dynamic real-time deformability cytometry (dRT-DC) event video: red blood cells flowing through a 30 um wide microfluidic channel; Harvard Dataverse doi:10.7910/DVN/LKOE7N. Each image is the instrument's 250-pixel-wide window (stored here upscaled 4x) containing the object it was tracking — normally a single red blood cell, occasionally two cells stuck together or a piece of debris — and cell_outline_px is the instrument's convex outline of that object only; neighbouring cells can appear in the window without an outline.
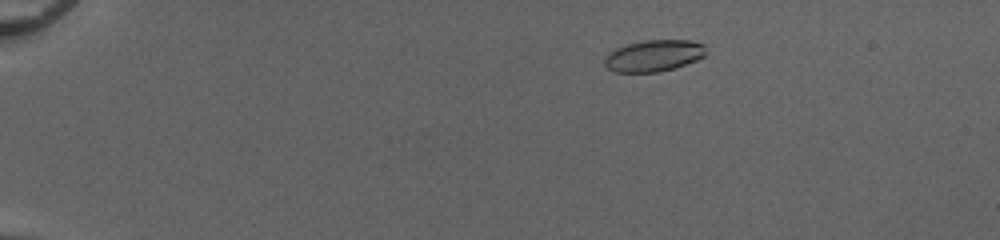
{"species": "common noctule bat (a hibernating species)", "species_latin": "Nyctalus noctula", "temperature_condition": "cold", "stored_images_in_passage": 50, "camera_frame_rate_fps": 3000, "um_per_image_px": 0.085, "animal": {"sex": "female", "body_mass_g": 20.0, "forearm_length_mm": 54.0}, "frame": {"image": 1, "passage_image": 8, "time_ms": 2.333, "image_size_px": [1000, 240], "cell_outline_px": [[704, 56], [696, 60], [676, 68], [660, 72], [616, 72], [608, 68], [604, 64], [604, 56], [616, 48], [628, 44], [644, 40], [692, 40], [704, 44]], "centroid_in_image_um": [55.56, 4.74], "position_along_channel_um": 29.4, "area_um2": 18.67}}
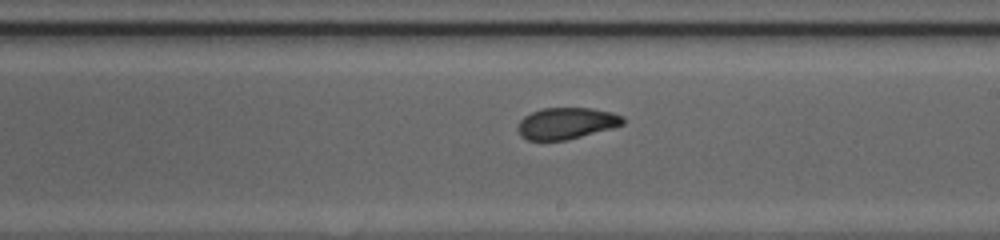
{"frame": {"image": 2, "passage_image": 31, "time_ms": 10.0, "image_size_px": [1000, 240], "cell_outline_px": [[624, 124], [612, 128], [564, 140], [528, 140], [520, 136], [516, 128], [520, 120], [524, 116], [532, 112], [544, 108], [592, 108], [612, 112], [624, 116]], "centroid_in_image_um": [48.13, 10.47], "position_along_channel_um": 240.9, "area_um2": 19.25}}
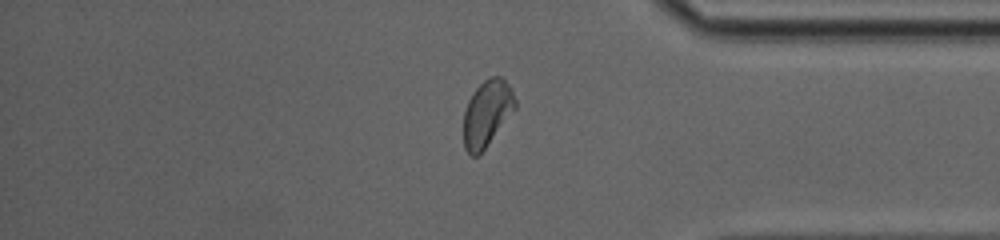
{"frame": {"image": 3, "passage_image": 43, "time_ms": 14.0, "image_size_px": [1000, 240], "cell_outline_px": [[516, 108], [480, 156], [472, 156], [464, 148], [464, 112], [468, 100], [472, 92], [484, 80], [492, 76], [500, 76], [512, 88], [516, 100]], "centroid_in_image_um": [41.4, 9.65], "position_along_channel_um": 393.8, "area_um2": 20.11}, "authors_computed_cell_mechanics": {"area_um2": 19.6231, "velocity_mm_per_s": 4.0976, "shape_relaxation_time_tau1_ms": 2.4764, "shape_relaxation_time_tau2_ms": 2.0914, "deformation_change_tau1": 0.1397, "deformation_change_tau2": 0.0744}}